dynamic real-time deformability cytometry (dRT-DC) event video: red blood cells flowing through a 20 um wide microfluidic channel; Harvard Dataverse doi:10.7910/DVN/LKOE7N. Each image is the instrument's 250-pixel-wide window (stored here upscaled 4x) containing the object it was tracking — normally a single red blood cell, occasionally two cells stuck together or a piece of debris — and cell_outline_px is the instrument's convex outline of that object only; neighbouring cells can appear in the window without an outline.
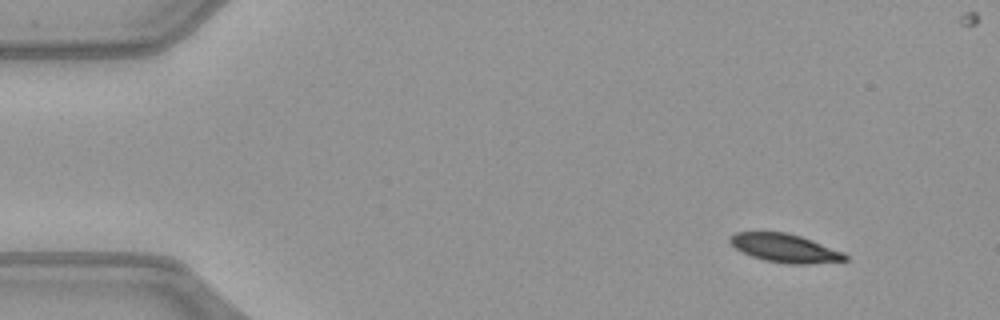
{"species": "common noctule bat (a hibernating species)", "species_latin": "Nyctalus noctula", "temperature_condition": "warm", "stored_images_in_passage": 48, "camera_frame_rate_fps": 3000, "um_per_image_px": 0.085, "animal": {"sex": "female", "body_mass_g": 21.9}, "frame": {"image": 1, "passage_image": 1, "time_ms": 0.0, "image_size_px": [1000, 320], "cell_outline_px": [[848, 260], [808, 264], [788, 264], [764, 260], [752, 256], [736, 248], [728, 240], [728, 236], [736, 232], [784, 232], [800, 236], [812, 240], [844, 252], [848, 256]], "centroid_in_image_um": [66.73, 21.09], "position_along_channel_um": 18.3, "area_um2": 19.02}}
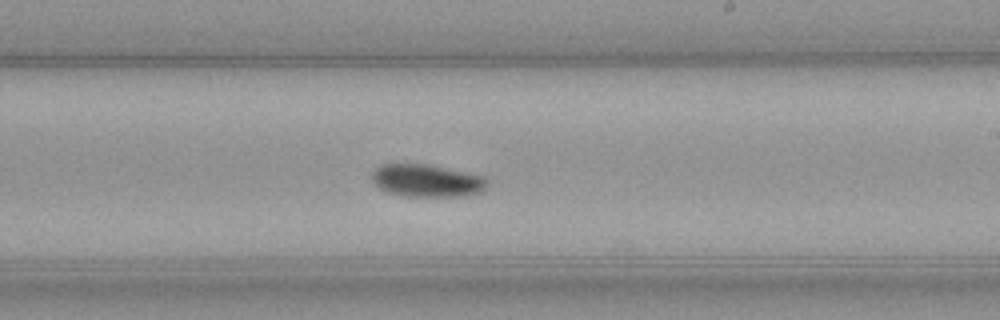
{"frame": {"image": 2, "passage_image": 26, "time_ms": 8.333, "image_size_px": [1000, 320], "cell_outline_px": [[488, 184], [480, 192], [468, 196], [408, 196], [384, 192], [372, 180], [372, 172], [380, 164], [424, 164], [484, 176], [488, 180]], "centroid_in_image_um": [36.27, 15.36], "position_along_channel_um": 252.7, "area_um2": 21.73}}
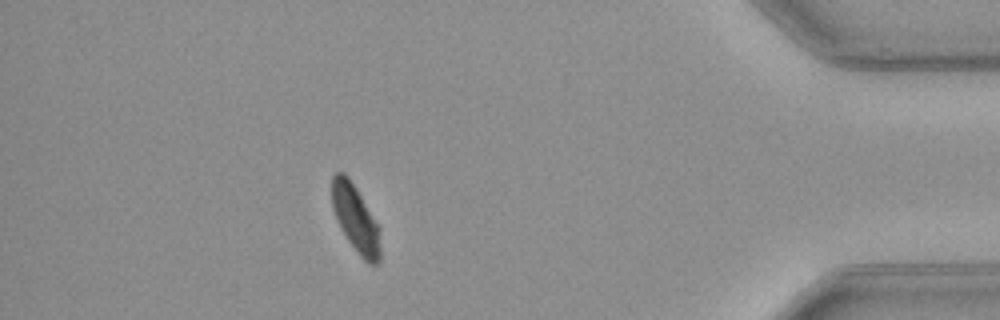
{"frame": {"image": 3, "passage_image": 41, "time_ms": 13.333, "image_size_px": [1000, 320], "cell_outline_px": [[380, 260], [376, 264], [368, 264], [356, 252], [340, 228], [336, 220], [332, 208], [332, 176], [336, 172], [344, 172], [360, 196], [380, 228]], "centroid_in_image_um": [30.21, 18.64], "position_along_channel_um": 405.0, "area_um2": 18.73}, "authors_computed_cell_mechanics": {"area_um2": 20.9525, "velocity_mm_per_s": 4.0293, "shape_relaxation_time_tau1_ms": 2.9458, "shape_relaxation_time_tau2_ms": null, "deformation_change_tau1": 0.1155, "deformation_change_tau2": null}}